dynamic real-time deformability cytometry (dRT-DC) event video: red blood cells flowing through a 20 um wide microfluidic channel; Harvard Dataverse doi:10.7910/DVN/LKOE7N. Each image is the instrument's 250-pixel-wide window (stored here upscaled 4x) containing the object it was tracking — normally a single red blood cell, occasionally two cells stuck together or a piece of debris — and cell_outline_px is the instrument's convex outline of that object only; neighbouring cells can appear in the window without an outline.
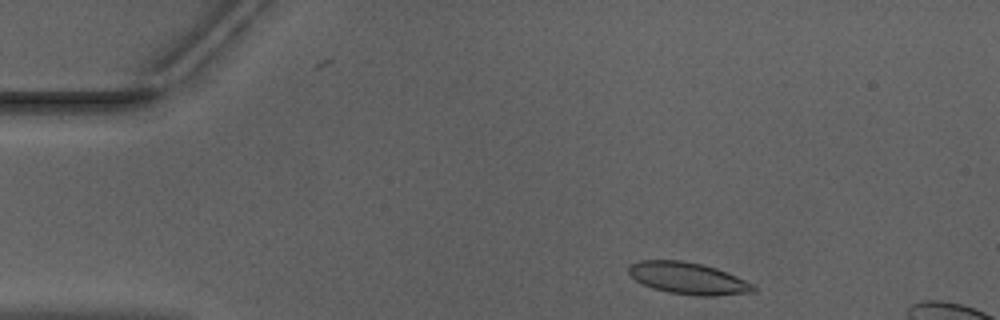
{"species": "Egyptian fruit bat (a non-hibernating species)", "species_latin": "Rousettus aegyptiacus", "temperature_condition": "warm", "stored_images_in_passage": 10, "camera_frame_rate_fps": 3000, "um_per_image_px": 0.085, "animal": {"sex": "male"}, "frame": {"image": 1, "passage_image": 2, "time_ms": 0.333, "image_size_px": [1000, 320], "cell_outline_px": [[756, 292], [712, 296], [696, 296], [668, 292], [652, 288], [636, 280], [628, 272], [628, 268], [632, 264], [640, 260], [680, 260], [700, 264], [716, 268], [744, 280], [752, 284], [756, 288]], "centroid_in_image_um": [58.48, 23.66], "position_along_channel_um": 26.5, "area_um2": 22.89}}